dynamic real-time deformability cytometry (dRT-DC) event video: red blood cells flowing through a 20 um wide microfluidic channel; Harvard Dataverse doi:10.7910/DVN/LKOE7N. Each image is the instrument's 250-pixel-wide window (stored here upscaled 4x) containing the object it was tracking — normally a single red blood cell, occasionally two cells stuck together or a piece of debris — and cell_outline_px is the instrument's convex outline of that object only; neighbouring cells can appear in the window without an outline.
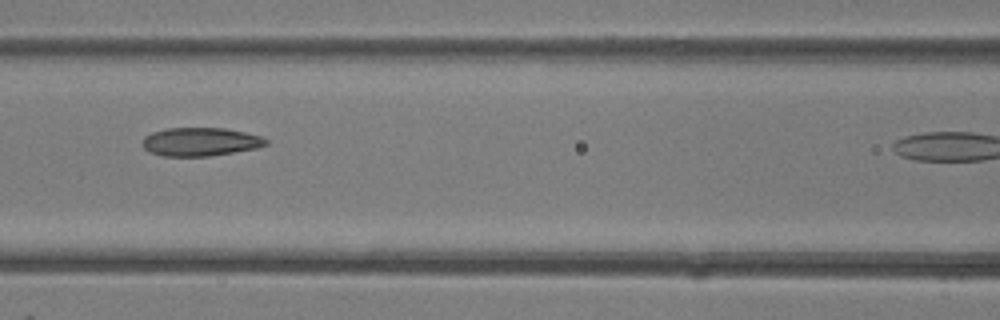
{"species": "common noctule bat (a hibernating species)", "species_latin": "Nyctalus noctula", "temperature_condition": "room temperature", "stored_images_in_passage": 14, "camera_frame_rate_fps": 3000, "um_per_image_px": 0.085, "animal": {"sex": "female"}, "frame": {"image": 1, "passage_image": 10, "time_ms": 3.0, "image_size_px": [1000, 320], "cell_outline_px": [[268, 144], [256, 148], [208, 156], [160, 156], [148, 152], [140, 144], [144, 136], [152, 132], [168, 128], [224, 128], [244, 132], [260, 136], [268, 140]], "centroid_in_image_um": [16.97, 12.05], "position_along_channel_um": 149.6, "area_um2": 20.52}}
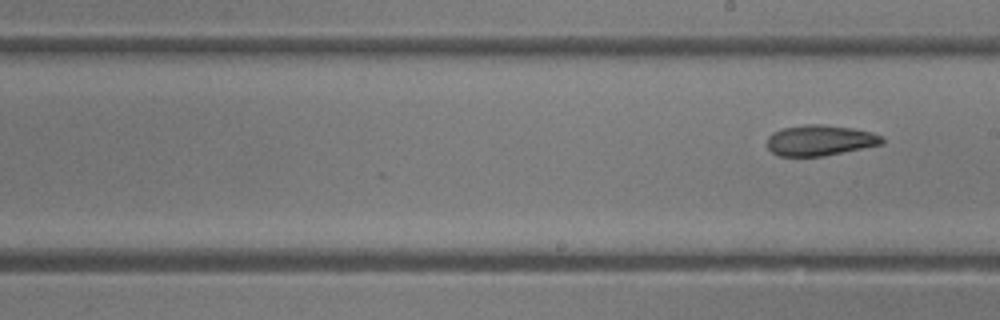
{"frame": {"image": 2, "passage_image": 14, "time_ms": 4.333, "image_size_px": [1000, 320], "cell_outline_px": [[884, 144], [824, 156], [780, 156], [772, 152], [768, 148], [768, 136], [772, 132], [784, 128], [804, 124], [820, 124], [852, 128], [872, 132], [884, 136]], "centroid_in_image_um": [69.73, 11.93], "position_along_channel_um": 219.3, "area_um2": 20.63}}